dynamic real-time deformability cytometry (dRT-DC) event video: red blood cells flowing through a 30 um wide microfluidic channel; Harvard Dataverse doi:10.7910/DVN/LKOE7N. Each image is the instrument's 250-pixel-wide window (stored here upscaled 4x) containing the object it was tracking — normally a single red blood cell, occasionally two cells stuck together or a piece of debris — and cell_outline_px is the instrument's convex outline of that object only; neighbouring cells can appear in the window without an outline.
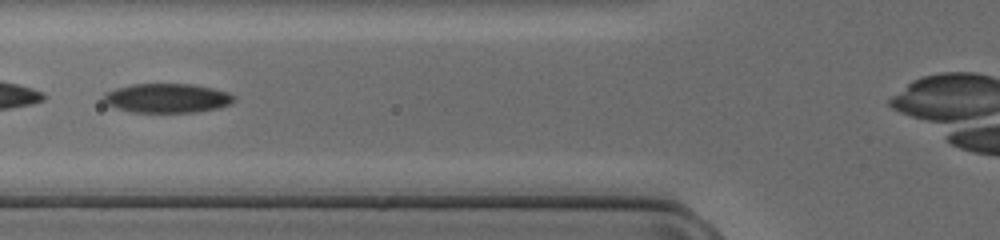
{"species": "common noctule bat (a hibernating species)", "species_latin": "Nyctalus noctula", "temperature_condition": "cold", "stored_images_in_passage": 35, "camera_frame_rate_fps": 3000, "um_per_image_px": 0.085, "animal": {"sex": "female", "body_mass_g": 17.0, "forearm_length_mm": 48.0}, "frame": {"image": 1, "passage_image": 11, "time_ms": 3.333, "image_size_px": [1000, 240], "cell_outline_px": [[236, 100], [232, 104], [216, 108], [196, 112], [132, 112], [116, 108], [108, 104], [100, 96], [104, 92], [116, 88], [132, 84], [192, 84], [212, 88], [228, 92], [236, 96]], "centroid_in_image_um": [14.21, 8.34], "position_along_channel_um": 111.6, "area_um2": 22.37}}
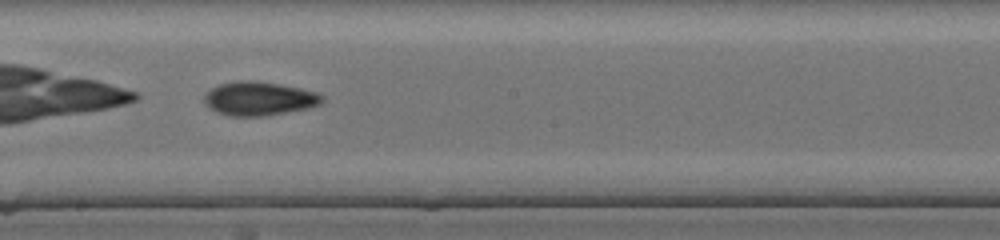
{"frame": {"image": 2, "passage_image": 19, "time_ms": 6.0, "image_size_px": [1000, 240], "cell_outline_px": [[324, 100], [320, 104], [308, 108], [264, 116], [228, 116], [216, 112], [204, 100], [204, 96], [212, 88], [220, 84], [236, 80], [252, 80], [300, 88], [316, 92], [324, 96]], "centroid_in_image_um": [22.04, 8.38], "position_along_channel_um": 226.2, "area_um2": 23.0}}
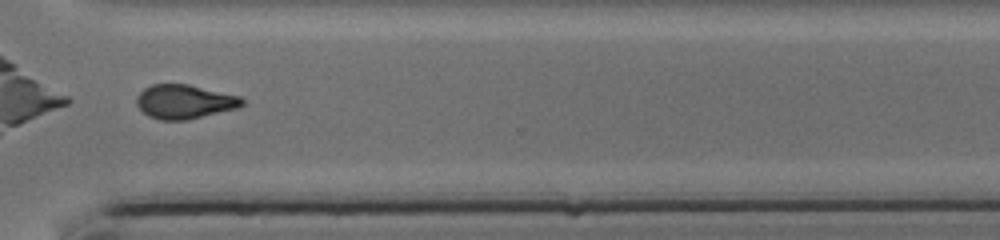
{"frame": {"image": 3, "passage_image": 28, "time_ms": 9.0, "image_size_px": [1000, 240], "cell_outline_px": [[244, 104], [236, 108], [184, 120], [160, 120], [148, 116], [136, 104], [136, 96], [144, 88], [152, 84], [188, 84], [240, 96], [244, 100]], "centroid_in_image_um": [15.65, 8.63], "position_along_channel_um": 355.0, "area_um2": 20.75}}